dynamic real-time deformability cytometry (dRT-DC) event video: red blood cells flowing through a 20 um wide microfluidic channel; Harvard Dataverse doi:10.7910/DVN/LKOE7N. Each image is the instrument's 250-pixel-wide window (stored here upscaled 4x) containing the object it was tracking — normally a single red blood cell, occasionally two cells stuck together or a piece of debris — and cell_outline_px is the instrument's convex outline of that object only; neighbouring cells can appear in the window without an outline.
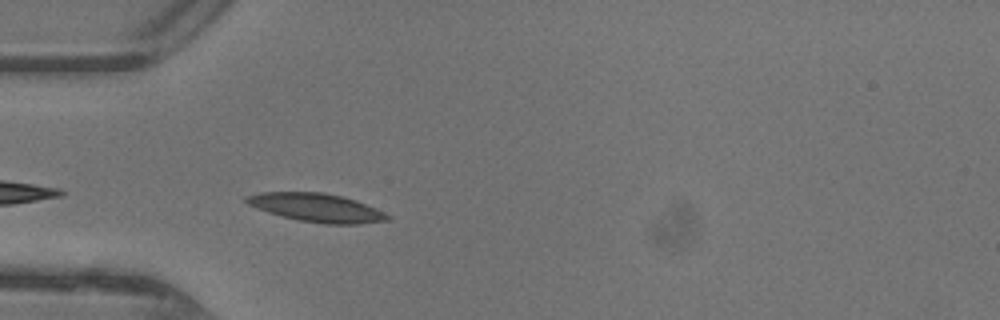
{"species": "common noctule bat (a hibernating species)", "species_latin": "Nyctalus noctula", "temperature_condition": "warm", "stored_images_in_passage": 33, "camera_frame_rate_fps": 3000, "um_per_image_px": 0.085, "animal": {"sex": "female"}, "frame": {"image": 1, "passage_image": 2, "time_ms": 0.333, "image_size_px": [1000, 320], "cell_outline_px": [[392, 216], [388, 220], [356, 224], [324, 224], [300, 220], [280, 216], [268, 212], [248, 204], [244, 200], [244, 196], [260, 192], [324, 192], [344, 196], [356, 200], [376, 208]], "centroid_in_image_um": [26.91, 17.64], "position_along_channel_um": 58.1, "area_um2": 23.47}}
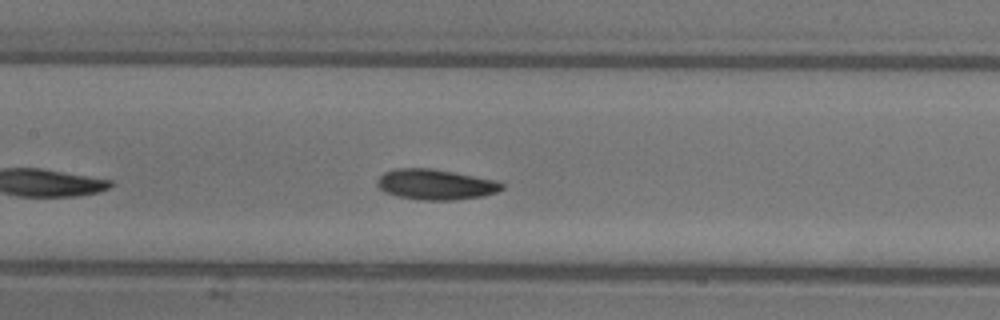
{"frame": {"image": 2, "passage_image": 10, "time_ms": 3.0, "image_size_px": [1000, 320], "cell_outline_px": [[504, 188], [496, 192], [484, 196], [456, 200], [420, 200], [396, 196], [384, 192], [376, 184], [376, 180], [384, 172], [392, 168], [432, 168], [496, 180], [504, 184]], "centroid_in_image_um": [37.0, 15.68], "position_along_channel_um": 170.4, "area_um2": 22.37}}
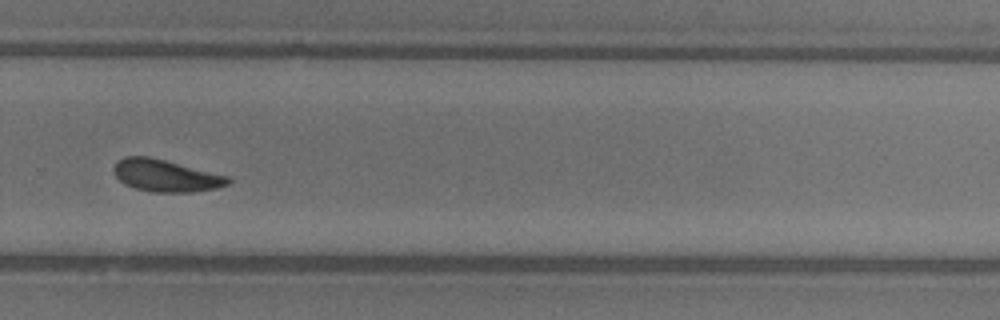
{"frame": {"image": 3, "passage_image": 20, "time_ms": 6.333, "image_size_px": [1000, 320], "cell_outline_px": [[232, 180], [228, 184], [216, 188], [192, 192], [152, 192], [136, 188], [124, 184], [116, 176], [112, 168], [116, 160], [124, 156], [148, 156], [228, 176]], "centroid_in_image_um": [14.05, 14.92], "position_along_channel_um": 315.8, "area_um2": 21.27}, "authors_computed_cell_mechanics": {"area_um2": 21.2126, "velocity_mm_per_s": 4.3824, "shape_relaxation_time_tau1_ms": 2.2707, "shape_relaxation_time_tau2_ms": 3.1891, "deformation_change_tau1": 0.12, "deformation_change_tau2": 0.1001}}